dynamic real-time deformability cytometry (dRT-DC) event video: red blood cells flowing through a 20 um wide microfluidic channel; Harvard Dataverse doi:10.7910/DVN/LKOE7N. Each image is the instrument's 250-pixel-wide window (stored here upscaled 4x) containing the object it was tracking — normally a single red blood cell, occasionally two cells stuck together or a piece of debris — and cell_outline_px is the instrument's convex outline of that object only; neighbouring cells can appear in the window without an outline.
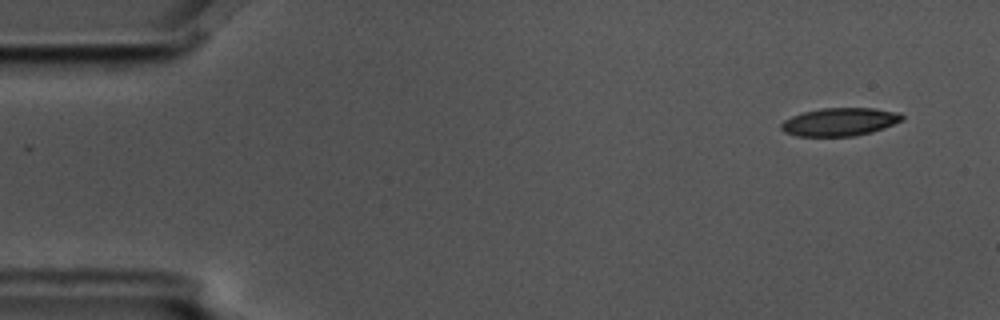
{"species": "common noctule bat (a hibernating species)", "species_latin": "Nyctalus noctula", "temperature_condition": "cold", "stored_images_in_passage": 6, "camera_frame_rate_fps": 3000, "um_per_image_px": 0.085, "animal": {"sex": "male", "body_mass_g": 17.5, "forearm_length_mm": 52.3}, "frame": {"image": 1, "passage_image": 2, "time_ms": 0.333, "image_size_px": [1000, 320], "cell_outline_px": [[904, 120], [884, 128], [872, 132], [852, 136], [796, 136], [784, 132], [780, 128], [780, 124], [784, 120], [792, 116], [804, 112], [820, 108], [872, 108], [900, 112], [904, 116]], "centroid_in_image_um": [71.39, 10.36], "position_along_channel_um": 13.6, "area_um2": 19.88}}
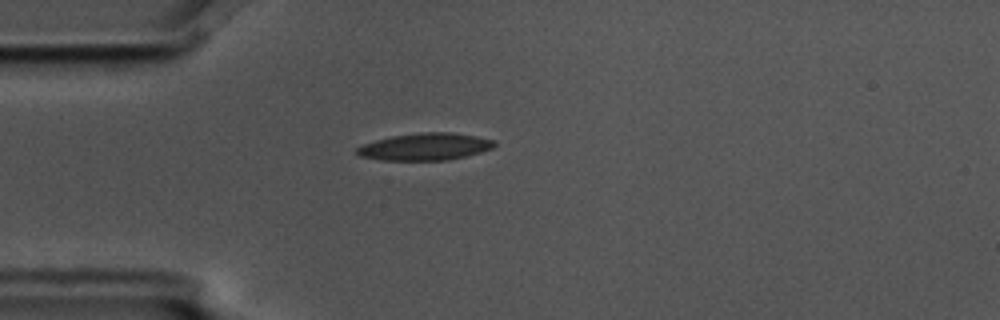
{"frame": {"image": 2, "passage_image": 5, "time_ms": 1.333, "image_size_px": [1000, 320], "cell_outline_px": [[496, 144], [492, 148], [480, 152], [448, 160], [380, 160], [360, 156], [356, 152], [356, 148], [364, 144], [376, 140], [392, 136], [420, 132], [452, 132], [476, 136], [496, 140]], "centroid_in_image_um": [36.15, 12.46], "position_along_channel_um": 48.9, "area_um2": 21.68}}